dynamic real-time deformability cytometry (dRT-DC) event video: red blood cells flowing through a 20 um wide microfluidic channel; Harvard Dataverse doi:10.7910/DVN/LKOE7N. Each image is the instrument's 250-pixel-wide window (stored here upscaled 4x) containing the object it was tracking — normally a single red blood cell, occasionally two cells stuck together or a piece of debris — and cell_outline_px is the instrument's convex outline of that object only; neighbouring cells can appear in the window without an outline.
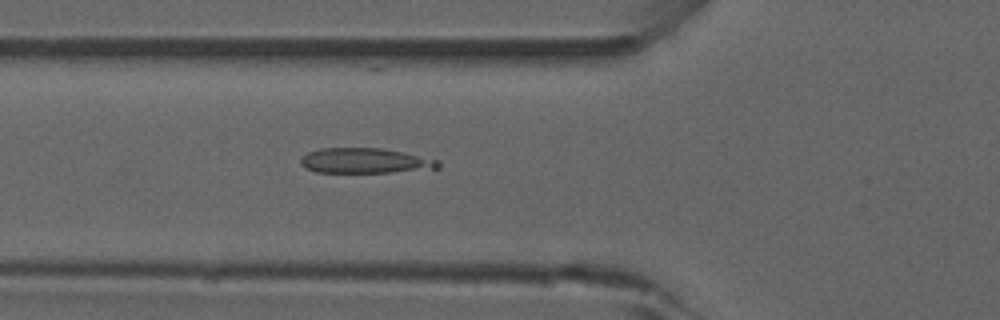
{"species": "common noctule bat (a hibernating species)", "species_latin": "Nyctalus noctula", "temperature_condition": "room temperature", "stored_images_in_passage": 52, "camera_frame_rate_fps": 3000, "um_per_image_px": 0.085, "animal": {"sex": "male", "forearm_length_mm": 52.5}, "frame": {"image": 1, "passage_image": 19, "time_ms": 6.0, "image_size_px": [1000, 320], "cell_outline_px": [[440, 168], [392, 172], [316, 172], [300, 164], [300, 160], [308, 152], [320, 148], [380, 148], [404, 152], [440, 160]], "centroid_in_image_um": [31.07, 13.66], "position_along_channel_um": 94.7, "area_um2": 20.06}}